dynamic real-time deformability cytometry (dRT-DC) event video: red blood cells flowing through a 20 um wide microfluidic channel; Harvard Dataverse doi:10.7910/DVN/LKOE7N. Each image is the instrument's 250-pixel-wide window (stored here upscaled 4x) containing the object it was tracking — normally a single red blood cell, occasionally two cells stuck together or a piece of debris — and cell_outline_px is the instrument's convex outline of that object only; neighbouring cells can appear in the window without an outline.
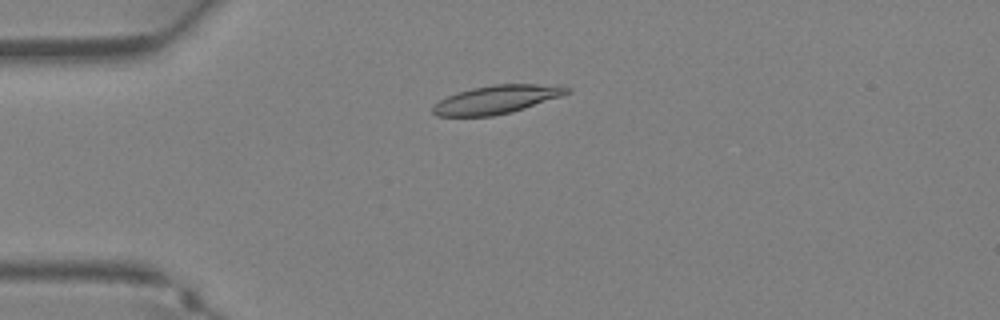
{"species": "Egyptian fruit bat (a non-hibernating species)", "species_latin": "Rousettus aegyptiacus", "temperature_condition": "warm", "stored_images_in_passage": 32, "camera_frame_rate_fps": 3000, "um_per_image_px": 0.085, "animal": {"sex": "female"}, "frame": {"image": 1, "passage_image": 5, "time_ms": 1.333, "image_size_px": [1000, 320], "cell_outline_px": [[572, 92], [512, 112], [492, 116], [436, 116], [432, 112], [432, 104], [456, 92], [472, 88], [492, 84], [560, 84], [572, 88]], "centroid_in_image_um": [42.23, 8.44], "position_along_channel_um": 42.8, "area_um2": 22.37}}
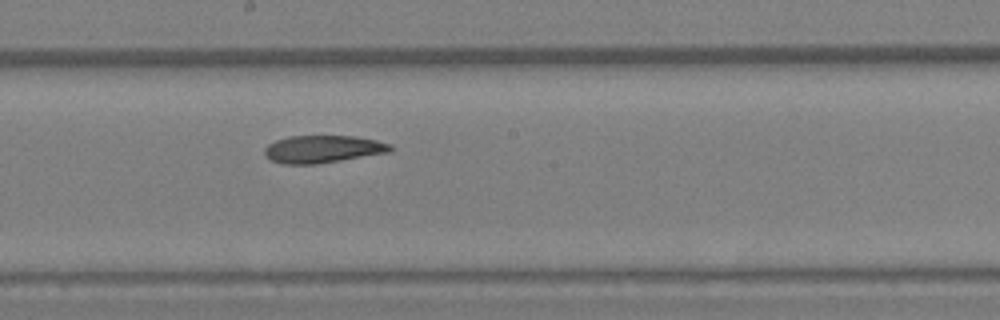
{"frame": {"image": 2, "passage_image": 16, "time_ms": 5.0, "image_size_px": [1000, 320], "cell_outline_px": [[392, 152], [316, 164], [284, 164], [272, 160], [264, 156], [264, 148], [268, 144], [276, 140], [288, 136], [352, 136], [376, 140], [392, 144]], "centroid_in_image_um": [27.44, 12.67], "position_along_channel_um": 220.8, "area_um2": 20.23}}
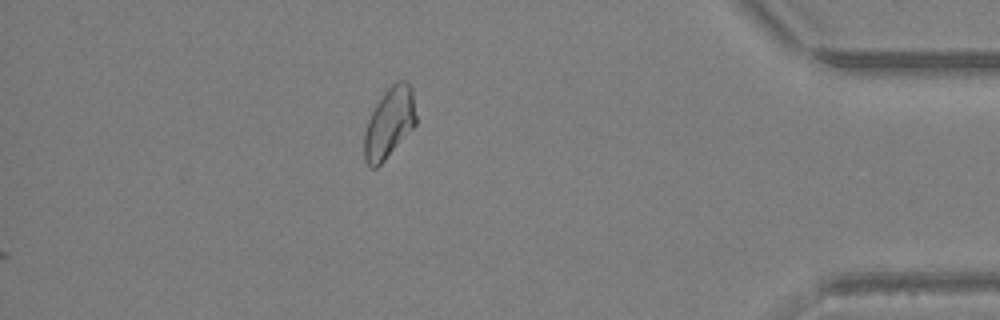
{"frame": {"image": 3, "passage_image": 28, "time_ms": 9.0, "image_size_px": [1000, 320], "cell_outline_px": [[416, 124], [384, 160], [376, 168], [368, 168], [364, 160], [364, 132], [368, 120], [376, 104], [384, 92], [396, 80], [408, 80], [412, 88], [416, 116]], "centroid_in_image_um": [33.08, 10.43], "position_along_channel_um": 402.1, "area_um2": 21.21}}